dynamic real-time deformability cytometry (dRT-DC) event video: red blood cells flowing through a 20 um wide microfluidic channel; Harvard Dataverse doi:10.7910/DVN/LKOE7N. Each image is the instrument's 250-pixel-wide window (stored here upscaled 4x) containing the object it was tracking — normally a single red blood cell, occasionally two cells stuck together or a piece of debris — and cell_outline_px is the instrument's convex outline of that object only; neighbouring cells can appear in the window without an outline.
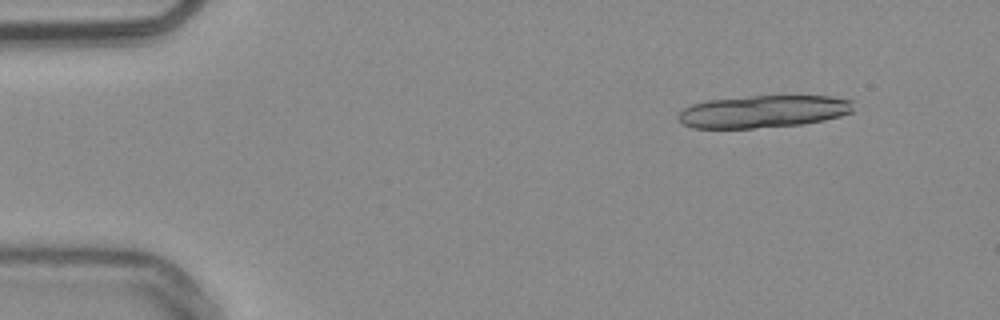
{"species": "common noctule bat (a hibernating species)", "species_latin": "Nyctalus noctula", "temperature_condition": "warm", "stored_images_in_passage": 18, "camera_frame_rate_fps": 3000, "um_per_image_px": 0.085, "animal": {"sex": "male", "body_mass_g": 20.4}, "frame": {"image": 1, "passage_image": 6, "time_ms": 1.667, "image_size_px": [1000, 320], "cell_outline_px": [[852, 112], [840, 116], [824, 120], [800, 124], [752, 128], [692, 128], [684, 124], [676, 116], [684, 108], [692, 104], [708, 100], [748, 96], [832, 96], [852, 100]], "centroid_in_image_um": [64.87, 9.47], "position_along_channel_um": 20.1, "area_um2": 32.95}}